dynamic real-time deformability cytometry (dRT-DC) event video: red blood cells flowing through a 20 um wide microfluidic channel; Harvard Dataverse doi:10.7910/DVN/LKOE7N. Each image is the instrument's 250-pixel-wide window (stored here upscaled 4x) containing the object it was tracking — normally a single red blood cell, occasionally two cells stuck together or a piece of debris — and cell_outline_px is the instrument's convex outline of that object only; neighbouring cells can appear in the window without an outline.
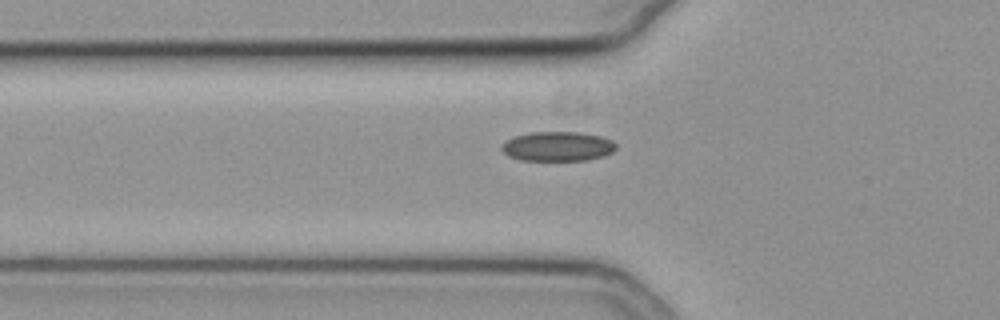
{"species": "common noctule bat (a hibernating species)", "species_latin": "Nyctalus noctula", "temperature_condition": "cold", "stored_images_in_passage": 27, "camera_frame_rate_fps": 3000, "um_per_image_px": 0.085, "animal": {"sex": "female", "body_mass_g": 19.3, "forearm_length_mm": 54.1}, "frame": {"image": 1, "passage_image": 4, "time_ms": 1.0, "image_size_px": [1000, 320], "cell_outline_px": [[616, 148], [612, 152], [604, 156], [588, 160], [520, 160], [508, 156], [500, 148], [508, 140], [516, 136], [532, 132], [580, 132], [600, 136], [612, 140], [616, 144]], "centroid_in_image_um": [47.43, 12.44], "position_along_channel_um": 78.4, "area_um2": 19.59}}
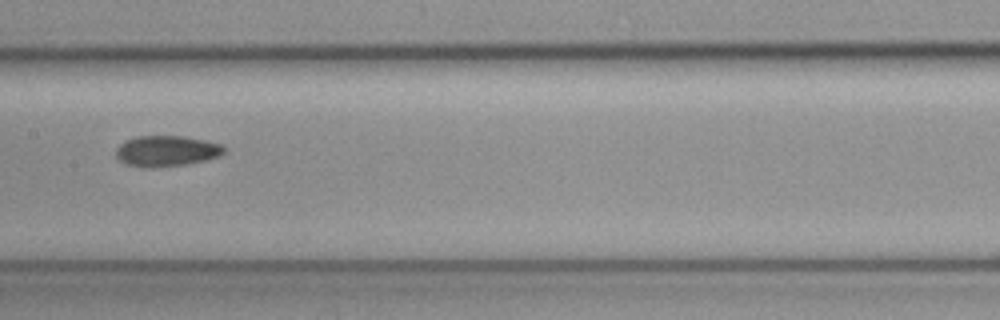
{"frame": {"image": 2, "passage_image": 13, "time_ms": 4.0, "image_size_px": [1000, 320], "cell_outline_px": [[224, 152], [220, 156], [204, 160], [184, 164], [152, 168], [144, 168], [128, 164], [116, 160], [116, 148], [124, 140], [136, 136], [184, 136], [204, 140], [220, 144], [224, 148]], "centroid_in_image_um": [14.09, 12.83], "position_along_channel_um": 193.3, "area_um2": 19.42}}
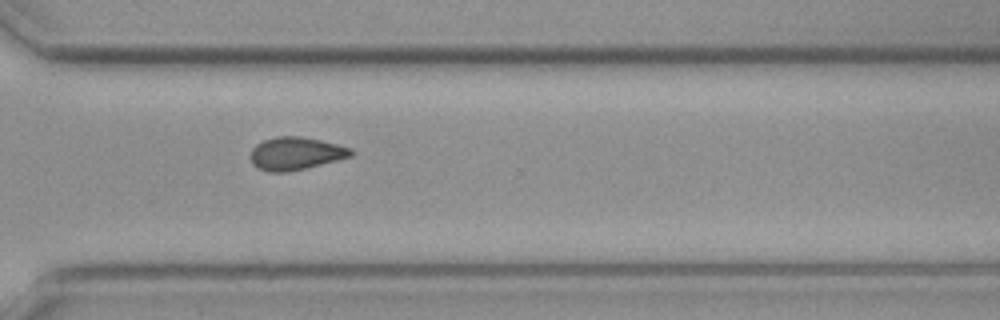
{"frame": {"image": 3, "passage_image": 25, "time_ms": 8.0, "image_size_px": [1000, 320], "cell_outline_px": [[352, 156], [288, 172], [268, 172], [256, 168], [252, 164], [252, 148], [256, 144], [264, 140], [276, 136], [300, 136], [320, 140], [352, 148]], "centroid_in_image_um": [25.1, 13.04], "position_along_channel_um": 345.5, "area_um2": 19.02}, "authors_computed_cell_mechanics": {"area_um2": 19.1896, "velocity_mm_per_s": 3.8093, "shape_relaxation_time_tau1_ms": null, "shape_relaxation_time_tau2_ms": 5.4361, "deformation_change_tau1": null, "deformation_change_tau2": 0.1039}}